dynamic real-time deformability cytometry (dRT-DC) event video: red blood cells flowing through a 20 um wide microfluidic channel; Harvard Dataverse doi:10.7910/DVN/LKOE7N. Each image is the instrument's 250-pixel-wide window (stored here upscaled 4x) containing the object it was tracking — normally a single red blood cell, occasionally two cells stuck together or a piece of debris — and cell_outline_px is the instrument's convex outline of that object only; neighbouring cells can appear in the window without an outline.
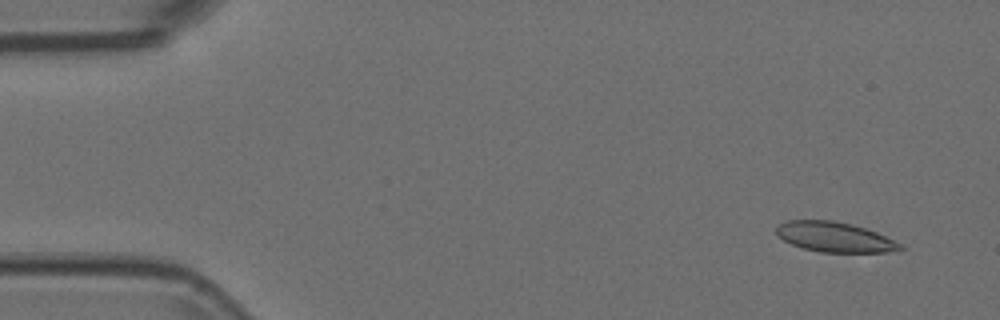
{"species": "Egyptian fruit bat (a non-hibernating species)", "species_latin": "Rousettus aegyptiacus", "temperature_condition": "room temperature", "stored_images_in_passage": 55, "camera_frame_rate_fps": 3000, "um_per_image_px": 0.085, "animal": {"sex": "female"}, "frame": {"image": 1, "passage_image": 4, "time_ms": 1.0, "image_size_px": [1000, 320], "cell_outline_px": [[904, 248], [884, 252], [820, 252], [804, 248], [792, 244], [776, 236], [776, 228], [780, 224], [788, 220], [832, 220], [864, 228], [876, 232], [904, 244]], "centroid_in_image_um": [70.93, 20.15], "position_along_channel_um": 14.1, "area_um2": 21.44}}
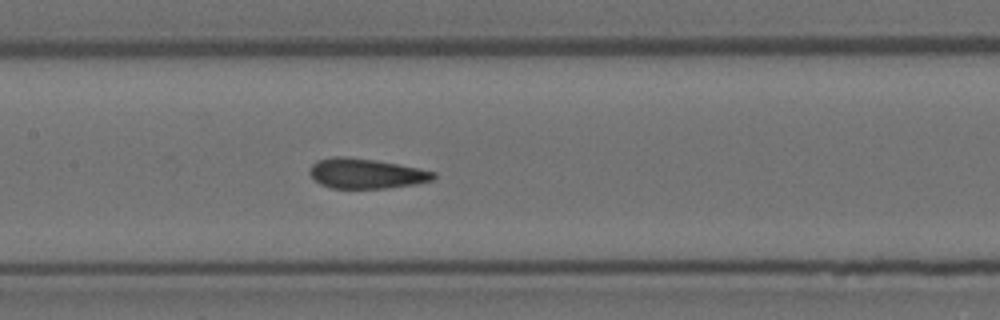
{"frame": {"image": 2, "passage_image": 26, "time_ms": 8.333, "image_size_px": [1000, 320], "cell_outline_px": [[436, 176], [432, 180], [416, 184], [388, 188], [332, 188], [320, 184], [308, 172], [312, 164], [316, 160], [336, 156], [344, 156], [376, 160], [436, 172]], "centroid_in_image_um": [31.09, 14.75], "position_along_channel_um": 176.3, "area_um2": 21.56}}
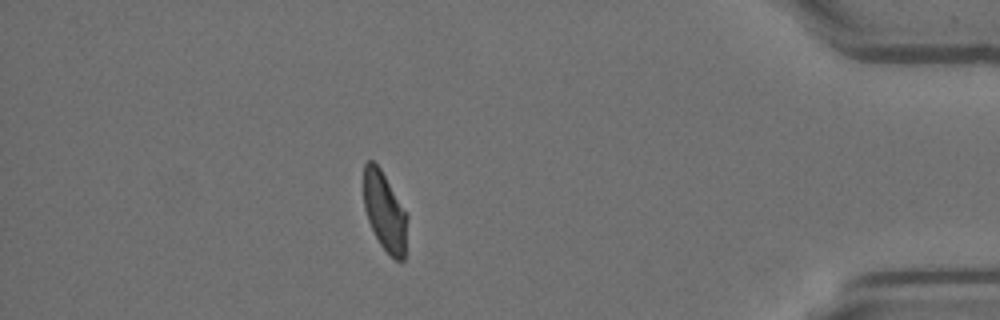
{"frame": {"image": 3, "passage_image": 48, "time_ms": 15.667, "image_size_px": [1000, 320], "cell_outline_px": [[408, 216], [404, 260], [396, 260], [380, 244], [368, 220], [364, 208], [364, 164], [368, 160], [372, 160], [380, 168]], "centroid_in_image_um": [32.7, 17.98], "position_along_channel_um": 402.5, "area_um2": 19.71}}